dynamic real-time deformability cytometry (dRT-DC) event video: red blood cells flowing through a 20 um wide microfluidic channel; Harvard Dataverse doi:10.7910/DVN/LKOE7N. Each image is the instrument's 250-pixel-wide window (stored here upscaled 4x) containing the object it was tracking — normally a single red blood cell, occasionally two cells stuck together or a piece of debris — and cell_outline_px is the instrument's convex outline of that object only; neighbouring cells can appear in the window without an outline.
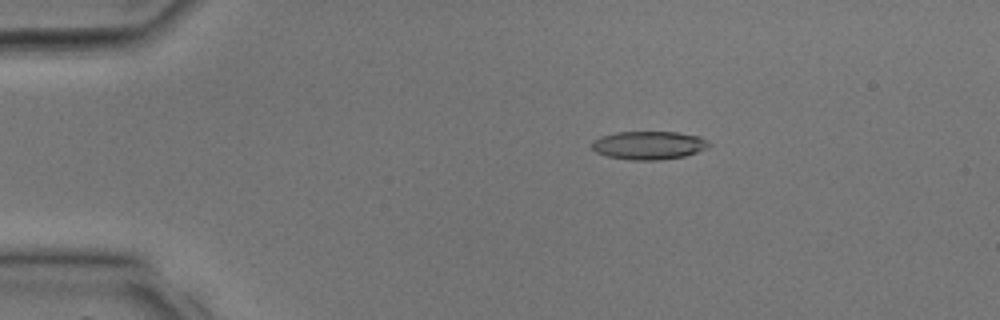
{"species": "common noctule bat (a hibernating species)", "species_latin": "Nyctalus noctula", "temperature_condition": "room temperature", "stored_images_in_passage": 14, "camera_frame_rate_fps": 3000, "um_per_image_px": 0.085, "animal": {"sex": "male", "body_mass_g": 17.9, "forearm_length_mm": 54.2}, "frame": {"image": 1, "passage_image": 1, "time_ms": 0.0, "image_size_px": [1000, 320], "cell_outline_px": [[712, 144], [708, 148], [684, 156], [660, 160], [632, 160], [608, 156], [596, 152], [592, 148], [592, 140], [600, 136], [616, 132], [676, 132], [700, 136], [708, 140]], "centroid_in_image_um": [55.16, 12.34], "position_along_channel_um": 29.8, "area_um2": 19.42}}
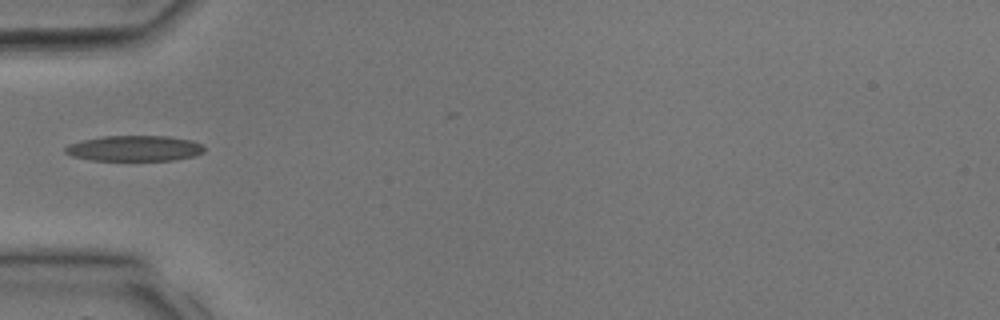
{"frame": {"image": 2, "passage_image": 6, "time_ms": 1.667, "image_size_px": [1000, 320], "cell_outline_px": [[204, 152], [196, 156], [172, 160], [92, 160], [72, 156], [64, 152], [64, 148], [68, 144], [84, 140], [104, 136], [168, 136], [192, 140], [200, 144], [204, 148]], "centroid_in_image_um": [11.44, 12.61], "position_along_channel_um": 73.6, "area_um2": 20.69}}
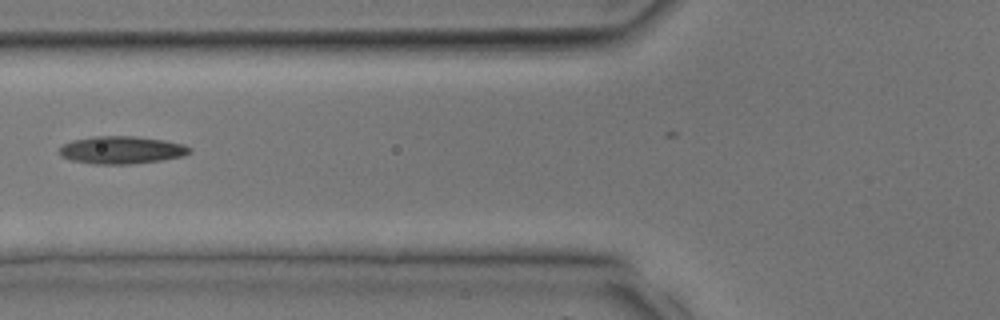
{"frame": {"image": 3, "passage_image": 8, "time_ms": 2.333, "image_size_px": [1000, 320], "cell_outline_px": [[192, 152], [184, 156], [160, 160], [132, 164], [92, 164], [72, 160], [60, 156], [60, 148], [64, 144], [72, 140], [92, 136], [136, 136], [164, 140], [184, 144], [192, 148]], "centroid_in_image_um": [10.36, 12.75], "position_along_channel_um": 115.4, "area_um2": 21.1}}